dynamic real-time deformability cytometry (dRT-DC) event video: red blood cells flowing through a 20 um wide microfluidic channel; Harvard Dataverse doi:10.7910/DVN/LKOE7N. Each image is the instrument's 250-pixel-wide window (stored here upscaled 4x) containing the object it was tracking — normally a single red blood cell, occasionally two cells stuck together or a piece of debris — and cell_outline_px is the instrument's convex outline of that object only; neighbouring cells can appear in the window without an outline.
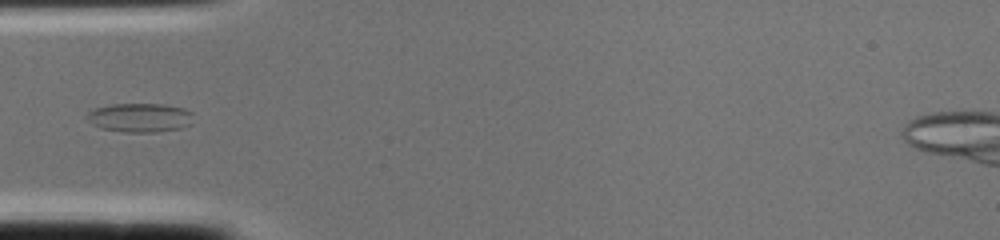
{"species": "common noctule bat (a hibernating species)", "species_latin": "Nyctalus noctula", "temperature_condition": "cold", "stored_images_in_passage": 1, "camera_frame_rate_fps": 3000, "um_per_image_px": 0.085, "animal": {"sex": "female", "body_mass_g": 22.0, "forearm_length_mm": 56.7}, "frame": {"image": 1, "passage_image": 1, "time_ms": 0.0, "image_size_px": [1000, 240], "cell_outline_px": [[192, 112], [188, 124], [180, 128], [156, 132], [124, 132], [100, 128], [92, 124], [88, 120], [88, 112], [92, 108], [112, 104], [164, 104], [184, 108]], "centroid_in_image_um": [11.84, 9.99], "position_along_channel_um": 73.2, "area_um2": 17.86}}